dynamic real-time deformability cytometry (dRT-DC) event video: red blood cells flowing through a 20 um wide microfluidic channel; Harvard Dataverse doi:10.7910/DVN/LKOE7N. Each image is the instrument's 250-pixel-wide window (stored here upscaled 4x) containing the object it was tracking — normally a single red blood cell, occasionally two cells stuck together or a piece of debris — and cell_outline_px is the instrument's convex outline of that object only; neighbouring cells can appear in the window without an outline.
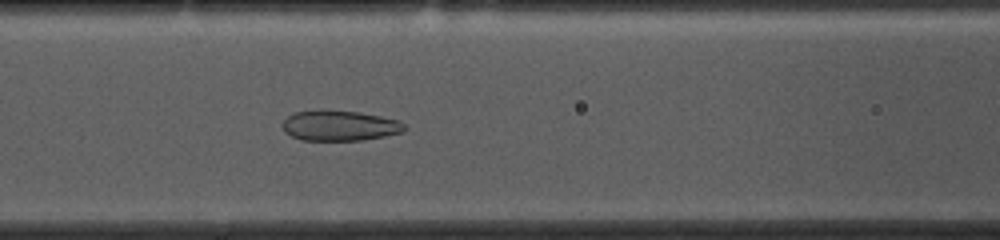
{"species": "common noctule bat (a hibernating species)", "species_latin": "Nyctalus noctula", "temperature_condition": "cold", "stored_images_in_passage": 38, "camera_frame_rate_fps": 3000, "um_per_image_px": 0.085, "animal": {"sex": "female", "body_mass_g": 10.0, "forearm_length_mm": 53.1}, "frame": {"image": 1, "passage_image": 6, "time_ms": 1.667, "image_size_px": [1000, 240], "cell_outline_px": [[404, 132], [364, 140], [300, 140], [284, 132], [284, 120], [292, 112], [320, 108], [360, 112], [380, 116], [396, 120], [404, 124]], "centroid_in_image_um": [28.82, 10.65], "position_along_channel_um": 137.8, "area_um2": 21.85}}
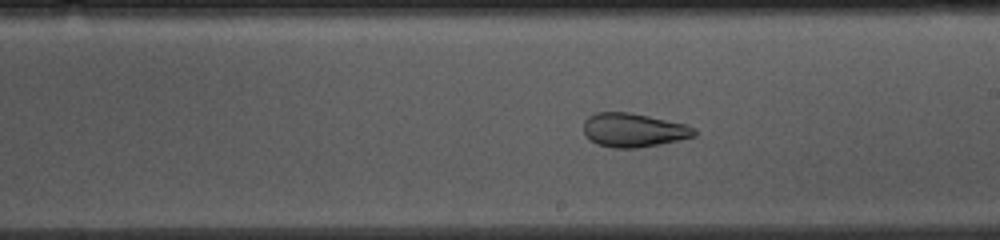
{"frame": {"image": 2, "passage_image": 14, "time_ms": 4.333, "image_size_px": [1000, 240], "cell_outline_px": [[696, 136], [680, 140], [660, 144], [636, 148], [612, 148], [596, 144], [584, 132], [584, 120], [588, 116], [596, 112], [628, 112], [688, 124], [696, 128]], "centroid_in_image_um": [53.88, 11.06], "position_along_channel_um": 235.1, "area_um2": 21.96}}
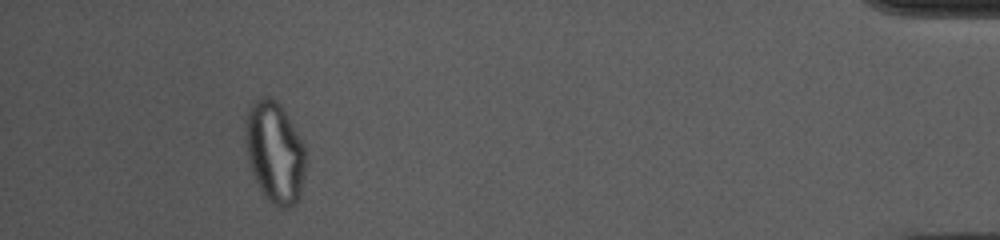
{"frame": {"image": 3, "passage_image": 34, "time_ms": 11.0, "image_size_px": [1000, 240], "cell_outline_px": [[308, 156], [300, 196], [296, 204], [288, 208], [284, 208], [268, 200], [260, 188], [252, 172], [248, 156], [244, 132], [244, 128], [248, 108], [252, 100], [260, 96], [268, 96], [276, 100], [280, 104], [292, 124]], "centroid_in_image_um": [23.36, 12.91], "position_along_channel_um": 411.8, "area_um2": 35.66}}